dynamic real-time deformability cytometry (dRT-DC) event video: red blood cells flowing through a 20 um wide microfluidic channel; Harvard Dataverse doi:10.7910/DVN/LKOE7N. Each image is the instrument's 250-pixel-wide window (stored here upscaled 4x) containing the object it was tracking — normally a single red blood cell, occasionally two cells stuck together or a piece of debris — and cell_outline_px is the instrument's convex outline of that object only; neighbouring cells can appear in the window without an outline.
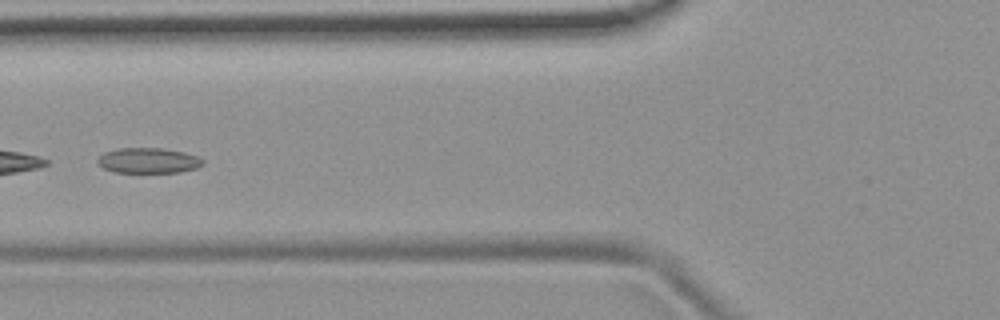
{"species": "common noctule bat (a hibernating species)", "species_latin": "Nyctalus noctula", "temperature_condition": "room temperature", "stored_images_in_passage": 9, "camera_frame_rate_fps": 3000, "um_per_image_px": 0.085, "animal": {"sex": "female", "body_mass_g": 19.9}, "frame": {"image": 1, "passage_image": 6, "time_ms": 6.667, "image_size_px": [1000, 320], "cell_outline_px": [[204, 164], [196, 168], [180, 172], [112, 172], [96, 164], [96, 160], [104, 152], [116, 148], [164, 148], [184, 152], [196, 156], [204, 160]], "centroid_in_image_um": [12.58, 13.64], "position_along_channel_um": 113.2, "area_um2": 15.66}}
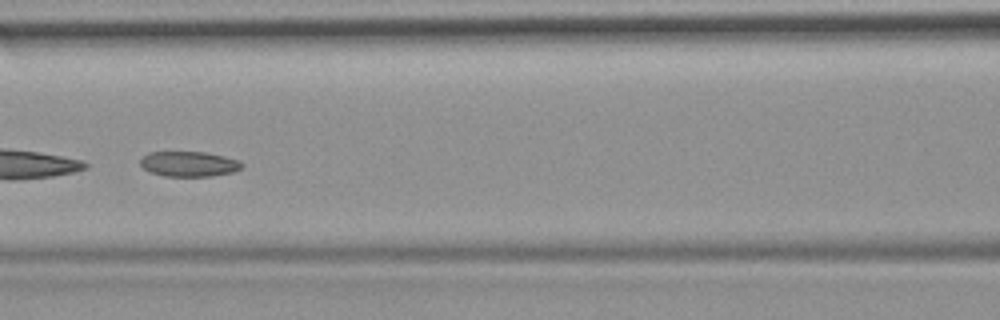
{"frame": {"image": 2, "passage_image": 7, "time_ms": 7.667, "image_size_px": [1000, 320], "cell_outline_px": [[244, 164], [240, 168], [232, 172], [212, 176], [164, 176], [148, 172], [140, 164], [140, 156], [148, 152], [204, 152], [224, 156], [240, 160]], "centroid_in_image_um": [16.02, 13.93], "position_along_channel_um": 150.6, "area_um2": 15.03}}
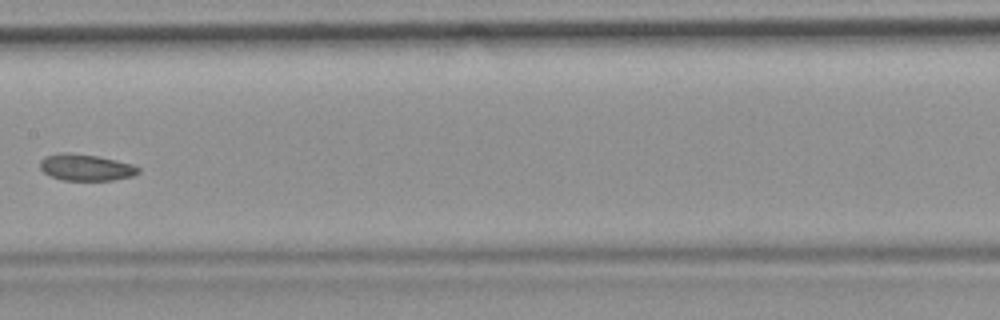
{"frame": {"image": 3, "passage_image": 8, "time_ms": 9.0, "image_size_px": [1000, 320], "cell_outline_px": [[140, 172], [132, 176], [112, 180], [64, 180], [52, 176], [44, 172], [40, 168], [40, 160], [44, 156], [60, 152], [68, 152], [96, 156], [116, 160], [132, 164], [140, 168]], "centroid_in_image_um": [7.29, 14.22], "position_along_channel_um": 200.1, "area_um2": 15.14}}